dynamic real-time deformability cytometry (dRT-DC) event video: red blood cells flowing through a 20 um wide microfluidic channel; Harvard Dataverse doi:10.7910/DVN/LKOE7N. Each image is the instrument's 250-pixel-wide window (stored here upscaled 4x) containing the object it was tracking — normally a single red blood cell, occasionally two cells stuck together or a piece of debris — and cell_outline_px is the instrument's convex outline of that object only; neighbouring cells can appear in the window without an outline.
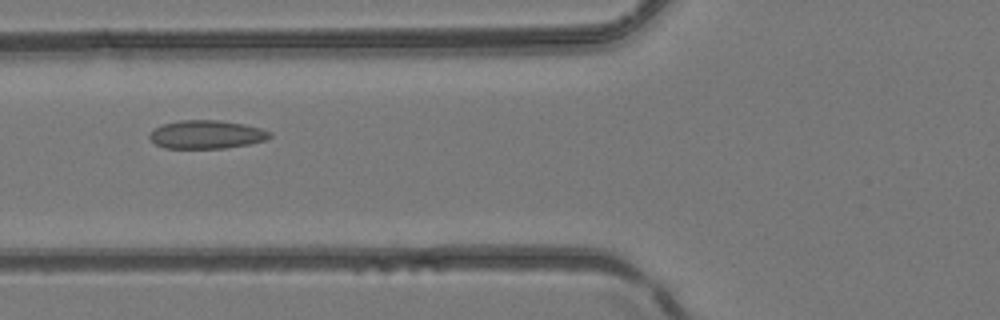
{"species": "common noctule bat (a hibernating species)", "species_latin": "Nyctalus noctula", "temperature_condition": "room temperature", "stored_images_in_passage": 3, "camera_frame_rate_fps": 3000, "um_per_image_px": 0.085, "animal": {"sex": "female", "body_mass_g": 24.6, "forearm_length_mm": 56.2}, "frame": {"image": 1, "passage_image": 2, "time_ms": 0.333, "image_size_px": [1000, 320], "cell_outline_px": [[272, 136], [264, 140], [248, 144], [224, 148], [164, 148], [156, 144], [148, 136], [156, 128], [164, 124], [180, 120], [216, 120], [244, 124], [260, 128], [272, 132]], "centroid_in_image_um": [17.57, 11.43], "position_along_channel_um": 108.2, "area_um2": 19.65}}
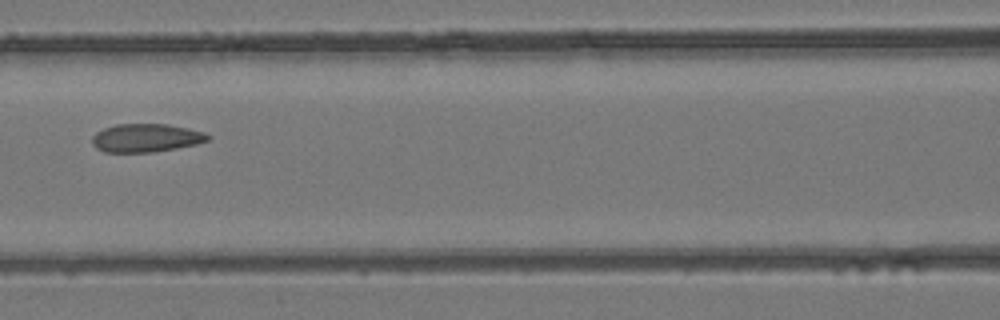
{"frame": {"image": 2, "passage_image": 3, "time_ms": 0.667, "image_size_px": [1000, 320], "cell_outline_px": [[212, 136], [208, 140], [196, 144], [176, 148], [152, 152], [104, 152], [96, 148], [92, 144], [92, 136], [96, 132], [104, 128], [116, 124], [168, 124], [188, 128], [204, 132]], "centroid_in_image_um": [12.4, 11.72], "position_along_channel_um": 154.2, "area_um2": 19.13}}